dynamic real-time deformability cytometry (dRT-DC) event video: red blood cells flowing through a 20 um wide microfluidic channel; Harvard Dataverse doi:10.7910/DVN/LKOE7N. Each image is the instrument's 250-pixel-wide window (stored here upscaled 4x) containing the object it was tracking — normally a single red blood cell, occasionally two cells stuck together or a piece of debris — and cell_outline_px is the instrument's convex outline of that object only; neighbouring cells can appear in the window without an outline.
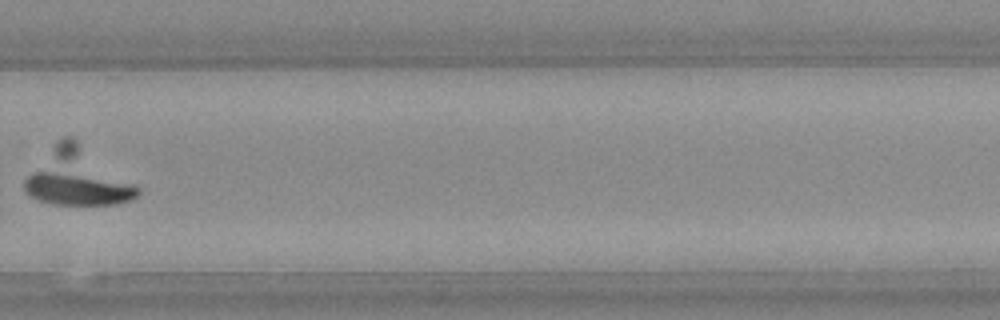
{"species": "Egyptian fruit bat (a non-hibernating species)", "species_latin": "Rousettus aegyptiacus", "temperature_condition": "warm", "stored_images_in_passage": 33, "camera_frame_rate_fps": 3000, "um_per_image_px": 0.085, "animal": {"sex": "female"}, "frame": {"image": 1, "passage_image": 24, "time_ms": 7.667, "image_size_px": [1000, 320], "cell_outline_px": [[140, 192], [136, 196], [128, 200], [116, 204], [52, 204], [28, 196], [24, 192], [24, 180], [52, 144], [56, 140], [64, 136], [72, 136], [140, 188]], "centroid_in_image_um": [6.54, 15.06], "position_along_channel_um": 323.3, "area_um2": 36.88}}